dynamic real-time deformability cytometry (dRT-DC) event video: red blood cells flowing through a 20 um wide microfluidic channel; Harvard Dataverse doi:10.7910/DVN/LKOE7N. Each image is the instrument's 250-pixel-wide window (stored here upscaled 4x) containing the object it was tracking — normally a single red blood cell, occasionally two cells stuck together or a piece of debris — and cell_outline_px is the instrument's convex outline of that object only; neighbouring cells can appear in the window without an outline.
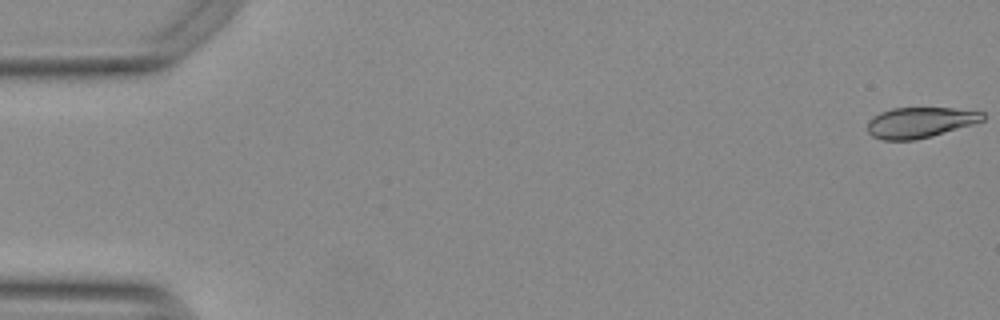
{"species": "Egyptian fruit bat (a non-hibernating species)", "species_latin": "Rousettus aegyptiacus", "temperature_condition": "warm", "stored_images_in_passage": 55, "camera_frame_rate_fps": 3000, "um_per_image_px": 0.085, "animal": {"sex": "female"}, "frame": {"image": 1, "passage_image": 1, "time_ms": 0.0, "image_size_px": [1000, 320], "cell_outline_px": [[984, 120], [972, 124], [932, 136], [916, 140], [884, 140], [872, 136], [868, 132], [868, 120], [872, 116], [880, 112], [892, 108], [952, 108], [984, 112]], "centroid_in_image_um": [78.17, 10.41], "position_along_channel_um": 6.8, "area_um2": 20.52}}
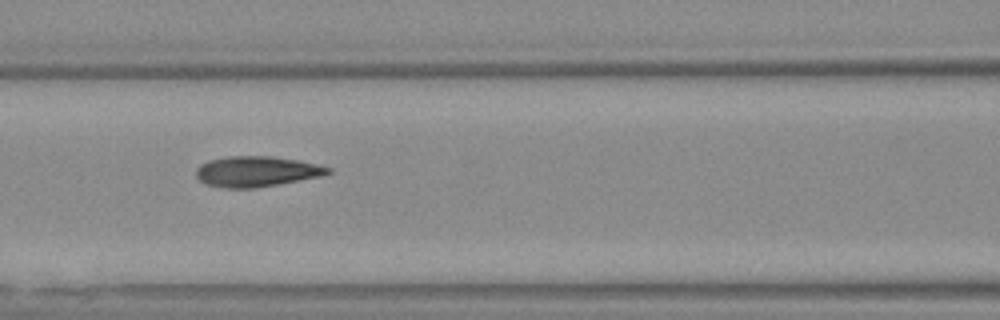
{"frame": {"image": 2, "passage_image": 24, "time_ms": 7.667, "image_size_px": [1000, 320], "cell_outline_px": [[332, 172], [320, 176], [276, 184], [252, 188], [224, 188], [204, 184], [196, 176], [196, 168], [200, 164], [208, 160], [228, 156], [272, 156], [296, 160], [316, 164], [332, 168]], "centroid_in_image_um": [21.75, 14.57], "position_along_channel_um": 144.8, "area_um2": 23.29}}
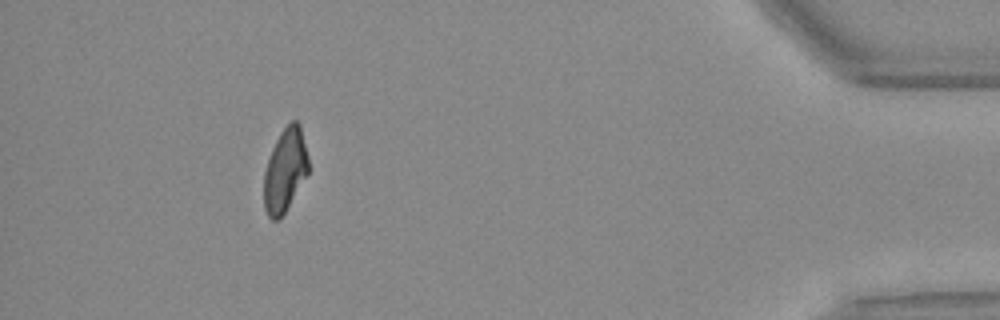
{"frame": {"image": 3, "passage_image": 50, "time_ms": 16.333, "image_size_px": [1000, 320], "cell_outline_px": [[308, 172], [280, 220], [272, 220], [268, 216], [264, 208], [264, 172], [272, 148], [280, 132], [292, 120], [296, 120], [300, 124], [308, 156]], "centroid_in_image_um": [24.22, 14.47], "position_along_channel_um": 411.0, "area_um2": 21.44}, "authors_computed_cell_mechanics": {"area_um2": 22.6576, "velocity_mm_per_s": 3.7669, "shape_relaxation_time_tau1_ms": 6.4936, "shape_relaxation_time_tau2_ms": 2.0912, "deformation_change_tau1": 0.1863, "deformation_change_tau2": 0.0723}}